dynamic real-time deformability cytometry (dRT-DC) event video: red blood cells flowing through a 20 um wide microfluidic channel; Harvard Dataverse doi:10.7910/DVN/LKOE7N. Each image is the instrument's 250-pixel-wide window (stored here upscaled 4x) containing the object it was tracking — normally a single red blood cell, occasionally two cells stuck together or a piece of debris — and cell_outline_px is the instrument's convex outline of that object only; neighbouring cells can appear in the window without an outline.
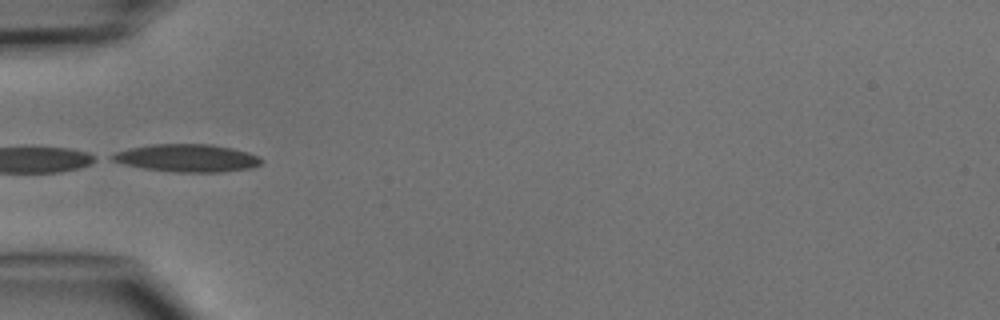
{"species": "common noctule bat (a hibernating species)", "species_latin": "Nyctalus noctula", "temperature_condition": "cold", "stored_images_in_passage": 1, "camera_frame_rate_fps": 3000, "um_per_image_px": 0.085, "animal": {"sex": "male", "body_mass_g": 15.6}, "frame": {"image": 1, "passage_image": 1, "time_ms": 0.0, "image_size_px": [1000, 320], "cell_outline_px": [[264, 160], [260, 164], [252, 168], [220, 172], [176, 172], [144, 168], [124, 164], [112, 160], [108, 156], [116, 152], [128, 148], [152, 144], [212, 144], [232, 148], [248, 152], [260, 156]], "centroid_in_image_um": [15.93, 13.43], "position_along_channel_um": 69.1, "area_um2": 24.16}}